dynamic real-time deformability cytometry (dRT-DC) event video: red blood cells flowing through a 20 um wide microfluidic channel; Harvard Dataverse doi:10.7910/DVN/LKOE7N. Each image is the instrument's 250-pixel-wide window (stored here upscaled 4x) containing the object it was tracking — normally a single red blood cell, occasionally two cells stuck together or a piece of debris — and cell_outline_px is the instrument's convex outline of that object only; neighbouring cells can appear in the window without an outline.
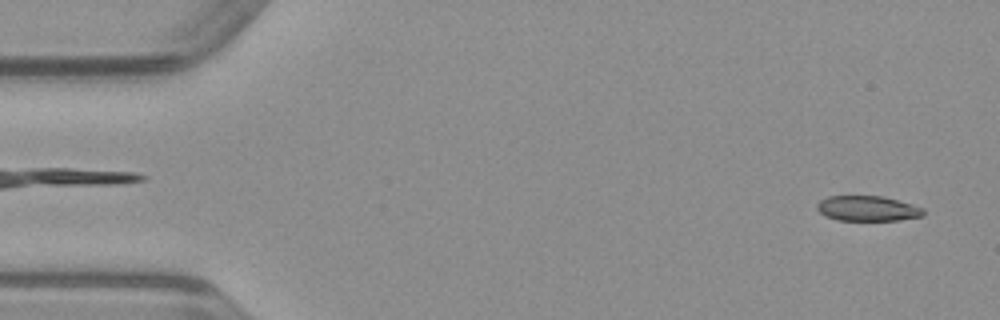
{"species": "common noctule bat (a hibernating species)", "species_latin": "Nyctalus noctula", "temperature_condition": "warm", "stored_images_in_passage": 49, "camera_frame_rate_fps": 3000, "um_per_image_px": 0.085, "animal": {"sex": "male", "body_mass_g": 23.1, "forearm_length_mm": 52.7}, "frame": {"image": 1, "passage_image": 2, "time_ms": 0.333, "image_size_px": [1000, 320], "cell_outline_px": [[924, 216], [900, 220], [836, 220], [820, 212], [816, 208], [816, 204], [820, 200], [828, 196], [884, 196], [912, 204], [924, 208]], "centroid_in_image_um": [73.76, 17.71], "position_along_channel_um": 11.2, "area_um2": 15.66}}
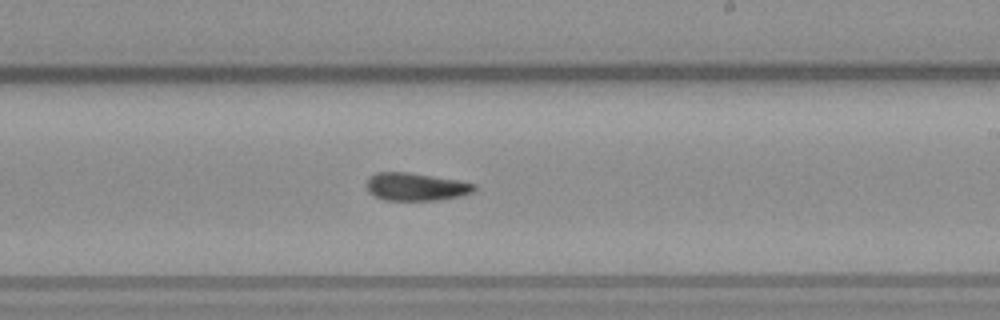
{"frame": {"image": 2, "passage_image": 28, "time_ms": 9.0, "image_size_px": [1000, 320], "cell_outline_px": [[476, 188], [472, 192], [460, 196], [440, 200], [384, 200], [368, 192], [368, 176], [376, 172], [408, 172], [460, 180], [476, 184]], "centroid_in_image_um": [35.37, 15.87], "position_along_channel_um": 253.6, "area_um2": 17.51}}
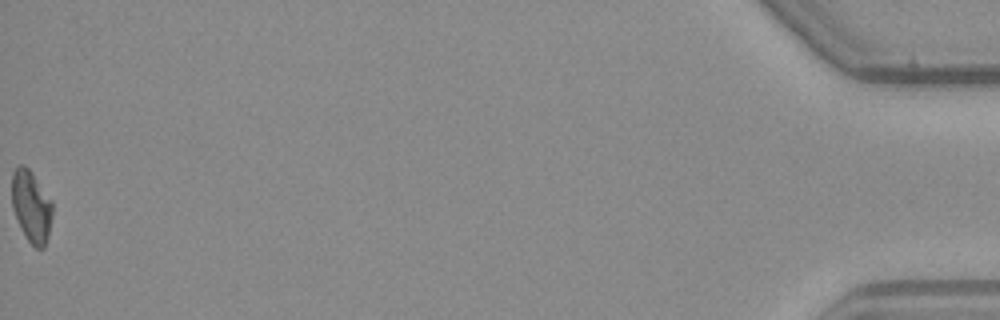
{"frame": {"image": 3, "passage_image": 49, "time_ms": 16.0, "image_size_px": [1000, 320], "cell_outline_px": [[52, 216], [48, 236], [44, 248], [36, 248], [28, 240], [20, 228], [12, 208], [12, 172], [20, 164], [24, 164], [32, 172], [52, 200]], "centroid_in_image_um": [2.66, 17.53], "position_along_channel_um": 432.5, "area_um2": 17.05}}